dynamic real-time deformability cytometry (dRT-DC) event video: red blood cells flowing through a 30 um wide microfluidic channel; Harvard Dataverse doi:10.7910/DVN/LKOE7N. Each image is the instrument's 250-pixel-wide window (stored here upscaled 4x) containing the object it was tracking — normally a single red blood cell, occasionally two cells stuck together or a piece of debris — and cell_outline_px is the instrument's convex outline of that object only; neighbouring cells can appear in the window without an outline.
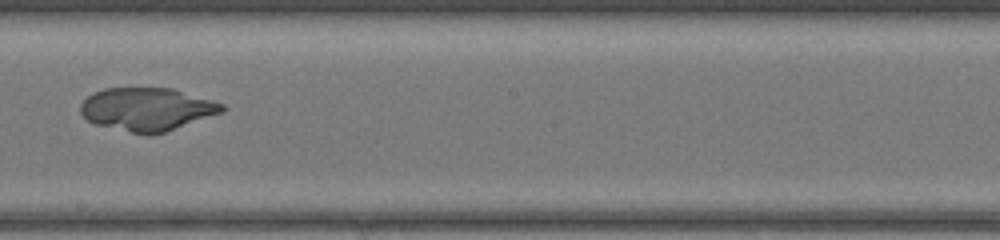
{"species": "common noctule bat (a hibernating species)", "species_latin": "Nyctalus noctula", "temperature_condition": "warm", "stored_images_in_passage": 39, "camera_frame_rate_fps": 3000, "um_per_image_px": 0.085, "animal": {"sex": "female", "body_mass_g": 17.0, "forearm_length_mm": 48.0}, "frame": {"image": 1, "passage_image": 19, "time_ms": 6.0, "image_size_px": [1000, 240], "cell_outline_px": [[228, 108], [224, 112], [164, 132], [132, 132], [96, 124], [88, 120], [80, 112], [80, 104], [92, 92], [104, 88], [172, 88], [212, 100], [224, 104]], "centroid_in_image_um": [12.52, 9.25], "position_along_channel_um": 235.7, "area_um2": 35.03}}
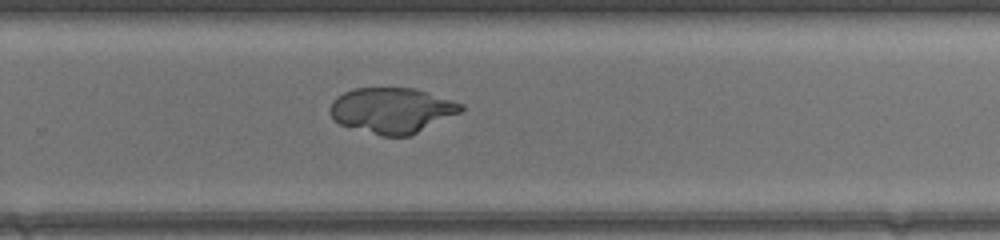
{"frame": {"image": 2, "passage_image": 23, "time_ms": 7.333, "image_size_px": [1000, 240], "cell_outline_px": [[464, 108], [460, 112], [408, 136], [380, 136], [340, 124], [332, 120], [328, 108], [332, 100], [336, 96], [352, 88], [416, 88], [464, 104]], "centroid_in_image_um": [33.25, 9.37], "position_along_channel_um": 296.5, "area_um2": 34.74}}
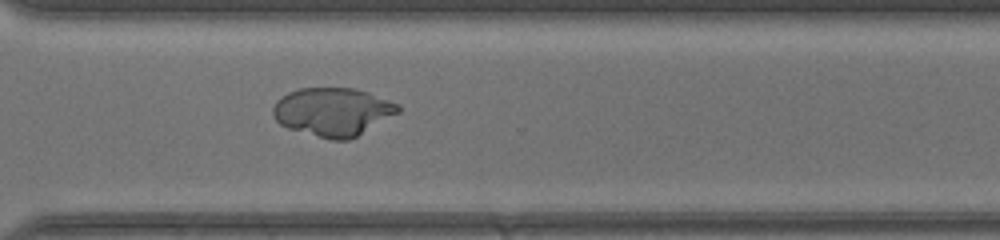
{"frame": {"image": 3, "passage_image": 26, "time_ms": 8.333, "image_size_px": [1000, 240], "cell_outline_px": [[400, 112], [356, 136], [348, 140], [332, 140], [288, 128], [280, 124], [272, 116], [272, 108], [276, 100], [288, 92], [300, 88], [356, 88], [368, 92], [400, 104]], "centroid_in_image_um": [28.28, 9.49], "position_along_channel_um": 342.3, "area_um2": 35.2}}